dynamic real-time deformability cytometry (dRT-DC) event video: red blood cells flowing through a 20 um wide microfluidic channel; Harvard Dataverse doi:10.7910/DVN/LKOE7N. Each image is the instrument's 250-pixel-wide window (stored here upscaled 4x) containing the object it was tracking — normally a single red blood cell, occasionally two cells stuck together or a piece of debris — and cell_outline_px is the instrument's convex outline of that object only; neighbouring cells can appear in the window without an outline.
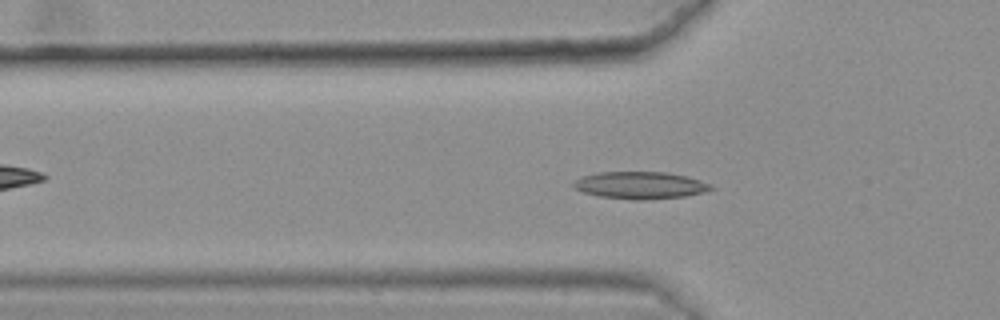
{"species": "common noctule bat (a hibernating species)", "species_latin": "Nyctalus noctula", "temperature_condition": "warm", "stored_images_in_passage": 44, "camera_frame_rate_fps": 3000, "um_per_image_px": 0.085, "animal": {"sex": "female", "body_mass_g": 25.1}, "frame": {"image": 1, "passage_image": 18, "time_ms": 5.667, "image_size_px": [1000, 320], "cell_outline_px": [[716, 188], [704, 192], [684, 196], [644, 200], [636, 200], [600, 196], [584, 192], [576, 188], [572, 184], [576, 180], [584, 176], [600, 172], [664, 172], [684, 176], [700, 180]], "centroid_in_image_um": [54.43, 15.75], "position_along_channel_um": 71.4, "area_um2": 21.39}}
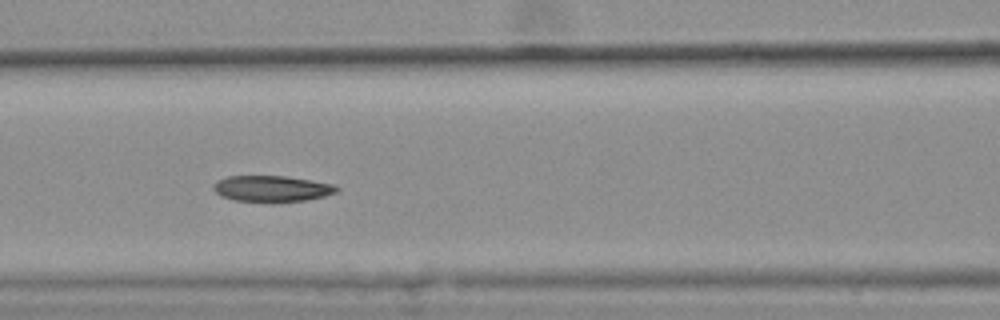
{"frame": {"image": 2, "passage_image": 24, "time_ms": 7.667, "image_size_px": [1000, 320], "cell_outline_px": [[340, 188], [336, 192], [324, 196], [308, 200], [272, 204], [232, 200], [220, 196], [212, 188], [216, 180], [228, 176], [284, 176], [312, 180], [332, 184]], "centroid_in_image_um": [23.08, 16.07], "position_along_channel_um": 143.5, "area_um2": 19.36}}
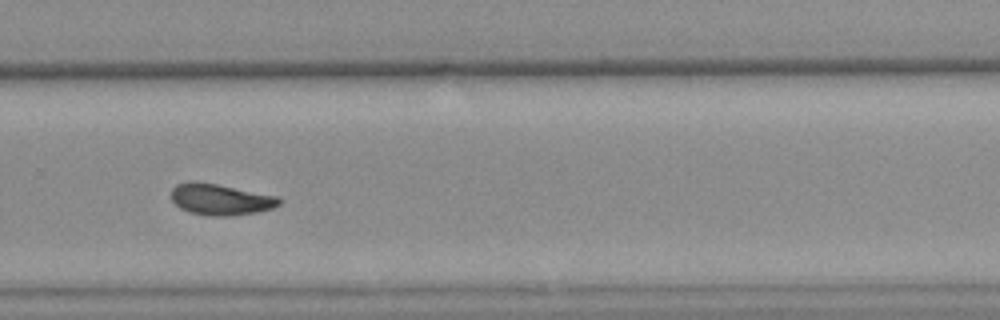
{"frame": {"image": 3, "passage_image": 38, "time_ms": 12.333, "image_size_px": [1000, 320], "cell_outline_px": [[280, 204], [272, 208], [256, 212], [228, 216], [208, 216], [188, 212], [180, 208], [172, 200], [172, 188], [176, 184], [188, 180], [192, 180], [216, 184], [276, 196], [280, 200]], "centroid_in_image_um": [18.68, 16.95], "position_along_channel_um": 311.1, "area_um2": 19.54}, "authors_computed_cell_mechanics": {"area_um2": 20.4323, "velocity_mm_per_s": 3.5982, "shape_relaxation_time_tau1_ms": null, "shape_relaxation_time_tau2_ms": 7.2334, "deformation_change_tau1": null, "deformation_change_tau2": 0.13}}